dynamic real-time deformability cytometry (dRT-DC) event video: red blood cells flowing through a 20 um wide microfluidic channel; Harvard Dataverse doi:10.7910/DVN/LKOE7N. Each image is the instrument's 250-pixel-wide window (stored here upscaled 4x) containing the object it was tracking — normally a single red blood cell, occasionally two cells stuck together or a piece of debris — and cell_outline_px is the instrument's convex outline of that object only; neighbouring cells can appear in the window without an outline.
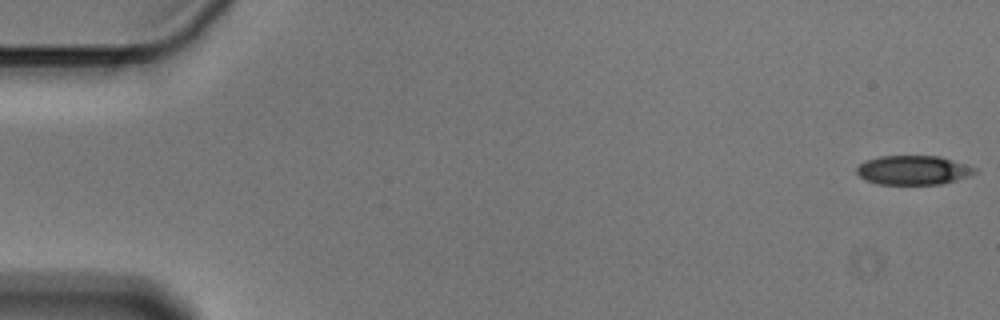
{"species": "Egyptian fruit bat (a non-hibernating species)", "species_latin": "Rousettus aegyptiacus", "temperature_condition": "cold", "stored_images_in_passage": 56, "camera_frame_rate_fps": 3000, "um_per_image_px": 0.085, "animal": {"sex": "male"}, "frame": {"image": 1, "passage_image": 1, "time_ms": 0.0, "image_size_px": [1000, 320], "cell_outline_px": [[976, 172], [956, 180], [940, 184], [876, 184], [864, 180], [856, 172], [856, 168], [864, 160], [880, 156], [940, 156], [976, 168]], "centroid_in_image_um": [77.56, 14.46], "position_along_channel_um": 7.4, "area_um2": 20.0}}
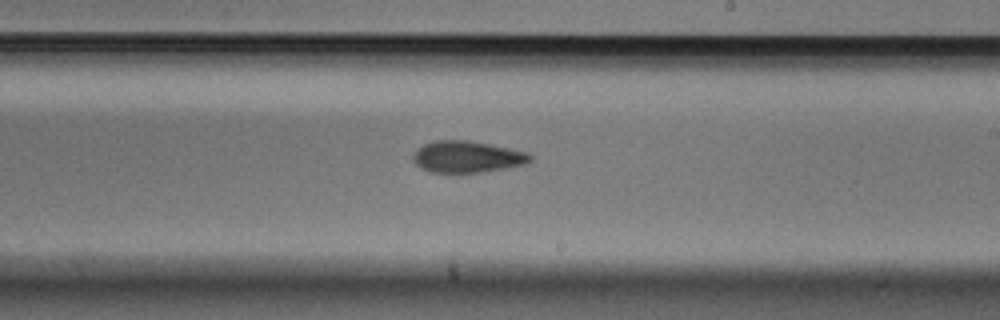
{"frame": {"image": 2, "passage_image": 33, "time_ms": 10.667, "image_size_px": [1000, 320], "cell_outline_px": [[532, 160], [528, 164], [508, 168], [484, 172], [428, 172], [420, 168], [412, 160], [412, 156], [416, 148], [424, 144], [436, 140], [468, 140], [528, 152], [532, 156]], "centroid_in_image_um": [39.7, 13.33], "position_along_channel_um": 249.3, "area_um2": 21.79}}
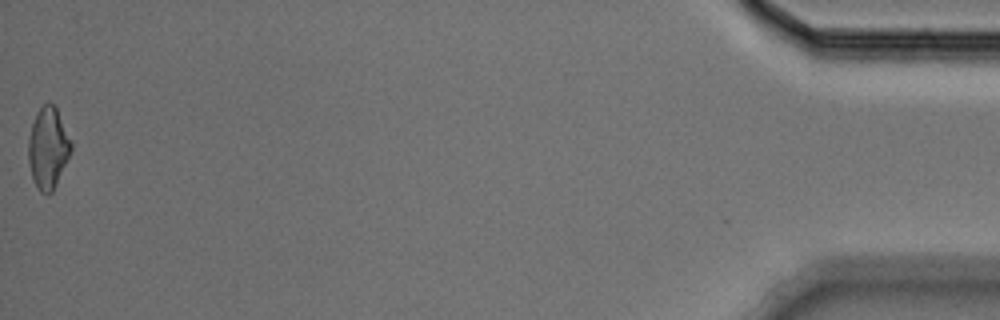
{"frame": {"image": 3, "passage_image": 56, "time_ms": 18.333, "image_size_px": [1000, 320], "cell_outline_px": [[72, 148], [56, 184], [52, 192], [40, 192], [32, 180], [28, 160], [28, 140], [32, 124], [36, 112], [44, 104], [56, 104], [72, 140]], "centroid_in_image_um": [4.09, 12.53], "position_along_channel_um": 431.1, "area_um2": 20.35}, "authors_computed_cell_mechanics": {"area_um2": 21.2704, "velocity_mm_per_s": 3.6074, "shape_relaxation_time_tau1_ms": 6.1689, "shape_relaxation_time_tau2_ms": 10.5345, "deformation_change_tau1": 0.143, "deformation_change_tau2": 0.1805}}